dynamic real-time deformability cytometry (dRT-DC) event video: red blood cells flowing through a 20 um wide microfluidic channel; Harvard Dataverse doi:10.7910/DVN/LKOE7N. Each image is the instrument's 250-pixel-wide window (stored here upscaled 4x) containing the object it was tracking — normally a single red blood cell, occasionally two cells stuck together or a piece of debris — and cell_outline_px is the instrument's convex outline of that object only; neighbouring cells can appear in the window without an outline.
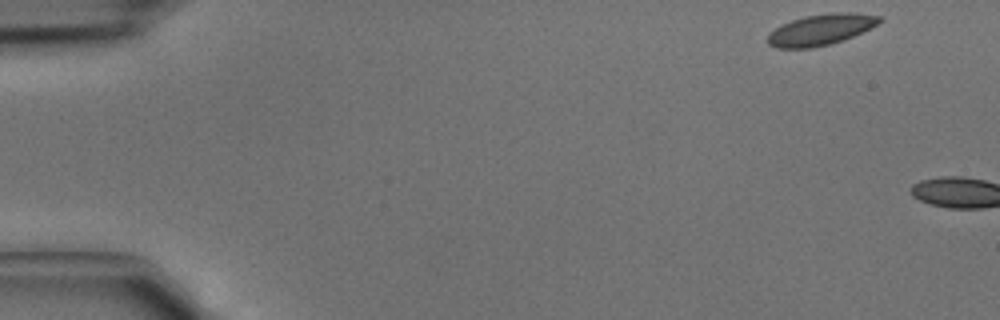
{"species": "common noctule bat (a hibernating species)", "species_latin": "Nyctalus noctula", "temperature_condition": "cold", "stored_images_in_passage": 3, "camera_frame_rate_fps": 3000, "um_per_image_px": 0.085, "animal": {"sex": "male", "body_mass_g": 15.6}, "frame": {"image": 1, "passage_image": 1, "time_ms": 0.0, "image_size_px": [1000, 320], "cell_outline_px": [[884, 20], [844, 40], [812, 48], [776, 48], [768, 44], [768, 32], [780, 24], [804, 16], [836, 12], [848, 12], [880, 16]], "centroid_in_image_um": [69.71, 2.52], "position_along_channel_um": 15.3, "area_um2": 20.06}}